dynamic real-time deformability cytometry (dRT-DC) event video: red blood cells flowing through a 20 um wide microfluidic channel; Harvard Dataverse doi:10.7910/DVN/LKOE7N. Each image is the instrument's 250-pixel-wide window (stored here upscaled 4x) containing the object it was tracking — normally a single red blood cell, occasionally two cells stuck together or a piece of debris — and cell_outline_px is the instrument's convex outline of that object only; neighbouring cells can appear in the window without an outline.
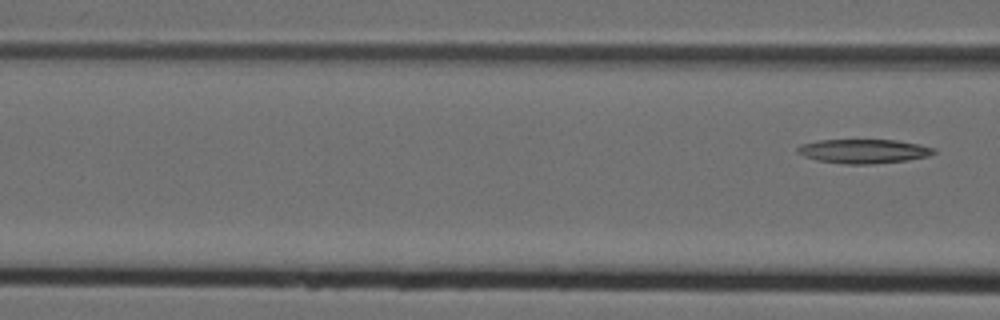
{"species": "Egyptian fruit bat (a non-hibernating species)", "species_latin": "Rousettus aegyptiacus", "temperature_condition": "cold", "stored_images_in_passage": 6, "camera_frame_rate_fps": 3000, "um_per_image_px": 0.085, "animal": {"sex": "female"}, "frame": {"image": 1, "passage_image": 6, "time_ms": 1.667, "image_size_px": [1000, 320], "cell_outline_px": [[936, 152], [928, 156], [908, 160], [872, 164], [844, 164], [816, 160], [804, 156], [796, 152], [796, 148], [800, 144], [820, 140], [896, 140], [920, 144], [936, 148]], "centroid_in_image_um": [73.41, 12.85], "position_along_channel_um": 93.2, "area_um2": 19.31}}